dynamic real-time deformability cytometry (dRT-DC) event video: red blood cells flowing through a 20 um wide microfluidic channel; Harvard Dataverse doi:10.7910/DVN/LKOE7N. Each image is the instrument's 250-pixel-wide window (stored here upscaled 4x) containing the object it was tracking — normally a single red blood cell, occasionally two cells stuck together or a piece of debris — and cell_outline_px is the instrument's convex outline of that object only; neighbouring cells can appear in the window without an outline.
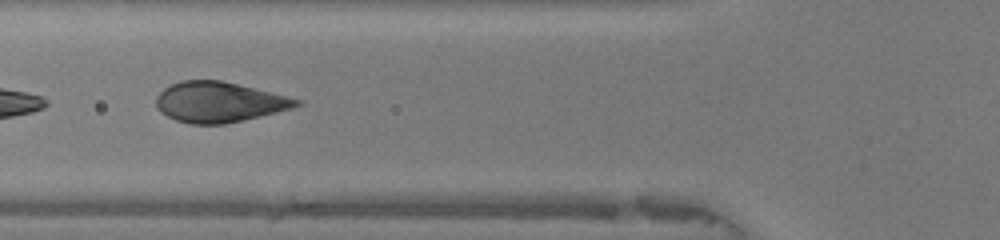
{"species": "human", "species_latin": "Homo sapiens", "temperature_condition": "warm", "stored_images_in_passage": 33, "segment_of_instrument_passage": [2, 2], "camera_frame_rate_fps": 3000, "um_per_image_px": 0.085, "donor": {"sex": "female"}, "frame": {"image": 1, "passage_image": 16, "time_ms": 5.0, "image_size_px": [1000, 240], "cell_outline_px": [[304, 104], [292, 108], [276, 112], [224, 124], [192, 124], [176, 120], [160, 112], [156, 104], [156, 96], [164, 88], [180, 80], [220, 80], [304, 100]], "centroid_in_image_um": [18.62, 8.67], "position_along_channel_um": 107.2, "area_um2": 32.77}}